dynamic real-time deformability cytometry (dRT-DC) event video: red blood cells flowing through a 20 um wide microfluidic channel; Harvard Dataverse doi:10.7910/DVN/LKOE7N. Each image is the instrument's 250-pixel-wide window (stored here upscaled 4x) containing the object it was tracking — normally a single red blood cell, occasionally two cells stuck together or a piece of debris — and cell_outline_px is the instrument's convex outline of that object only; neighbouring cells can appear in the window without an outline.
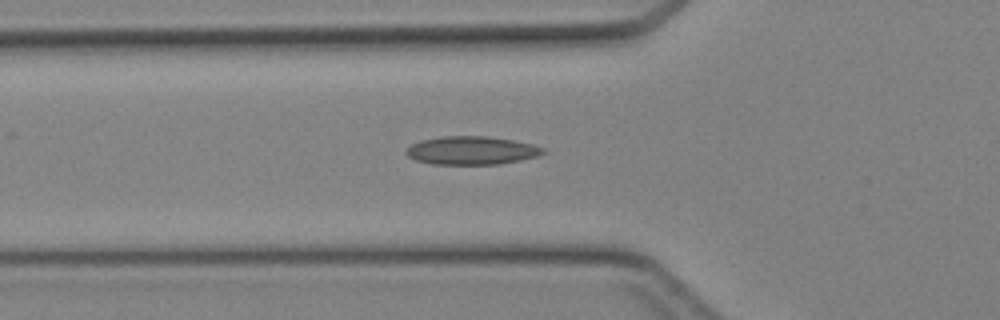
{"species": "Egyptian fruit bat (a non-hibernating species)", "species_latin": "Rousettus aegyptiacus", "temperature_condition": "cold", "stored_images_in_passage": 40, "camera_frame_rate_fps": 3000, "um_per_image_px": 0.085, "animal": {"sex": "female"}, "frame": {"image": 1, "passage_image": 15, "time_ms": 4.667, "image_size_px": [1000, 320], "cell_outline_px": [[548, 152], [536, 156], [520, 160], [500, 164], [432, 164], [416, 160], [408, 156], [404, 152], [412, 144], [420, 140], [440, 136], [488, 136], [512, 140], [532, 144], [544, 148]], "centroid_in_image_um": [40.08, 12.78], "position_along_channel_um": 85.7, "area_um2": 22.6}}
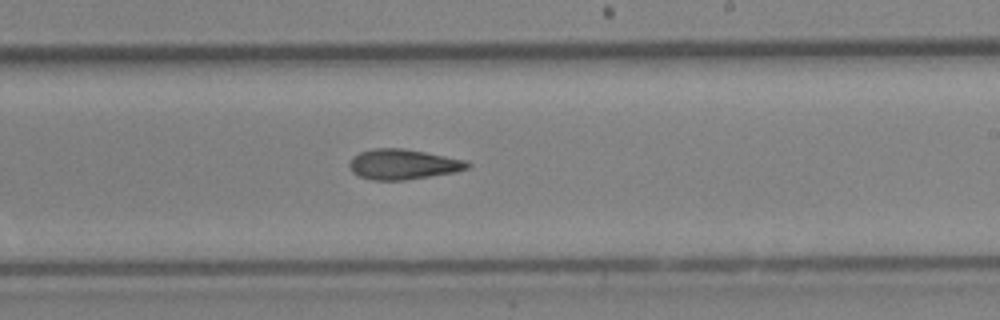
{"frame": {"image": 2, "passage_image": 26, "time_ms": 8.333, "image_size_px": [1000, 320], "cell_outline_px": [[472, 164], [468, 168], [456, 172], [404, 180], [372, 180], [360, 176], [352, 172], [348, 164], [360, 152], [372, 148], [404, 148], [468, 160]], "centroid_in_image_um": [34.3, 13.96], "position_along_channel_um": 254.7, "area_um2": 20.81}}
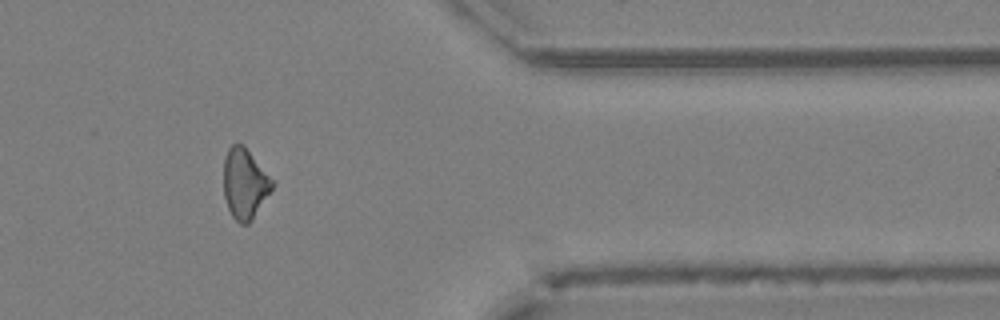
{"frame": {"image": 3, "passage_image": 36, "time_ms": 11.667, "image_size_px": [1000, 320], "cell_outline_px": [[276, 180], [272, 188], [252, 220], [248, 224], [240, 224], [232, 216], [228, 208], [224, 196], [224, 156], [228, 148], [232, 144], [244, 144]], "centroid_in_image_um": [20.83, 15.57], "position_along_channel_um": 390.6, "area_um2": 20.29}}